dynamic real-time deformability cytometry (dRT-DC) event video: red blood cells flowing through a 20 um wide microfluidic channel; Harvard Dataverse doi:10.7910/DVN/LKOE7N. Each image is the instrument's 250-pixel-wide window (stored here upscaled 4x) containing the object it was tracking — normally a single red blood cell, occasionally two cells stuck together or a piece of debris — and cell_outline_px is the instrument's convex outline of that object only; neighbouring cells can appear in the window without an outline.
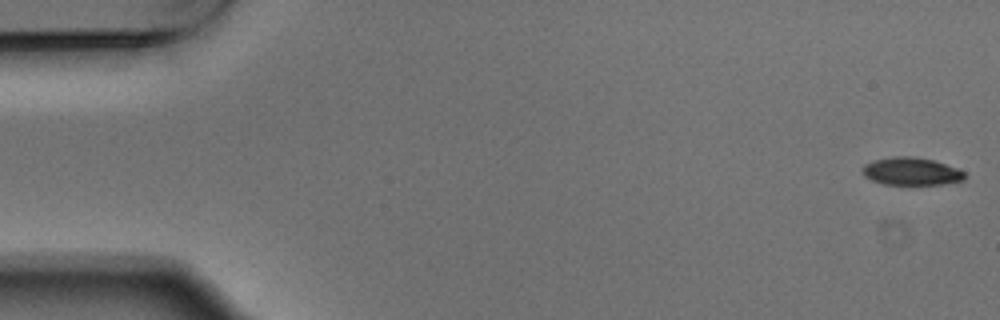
{"species": "Egyptian fruit bat (a non-hibernating species)", "species_latin": "Rousettus aegyptiacus", "temperature_condition": "warm", "stored_images_in_passage": 4, "camera_frame_rate_fps": 3000, "um_per_image_px": 0.085, "animal": {"sex": "male"}, "frame": {"image": 1, "passage_image": 4, "time_ms": 1.0, "image_size_px": [1000, 320], "cell_outline_px": [[968, 176], [964, 180], [944, 184], [884, 184], [872, 180], [864, 176], [864, 164], [872, 160], [892, 156], [916, 156], [932, 160], [956, 168], [964, 172]], "centroid_in_image_um": [77.47, 14.56], "position_along_channel_um": 7.5, "area_um2": 16.47}}